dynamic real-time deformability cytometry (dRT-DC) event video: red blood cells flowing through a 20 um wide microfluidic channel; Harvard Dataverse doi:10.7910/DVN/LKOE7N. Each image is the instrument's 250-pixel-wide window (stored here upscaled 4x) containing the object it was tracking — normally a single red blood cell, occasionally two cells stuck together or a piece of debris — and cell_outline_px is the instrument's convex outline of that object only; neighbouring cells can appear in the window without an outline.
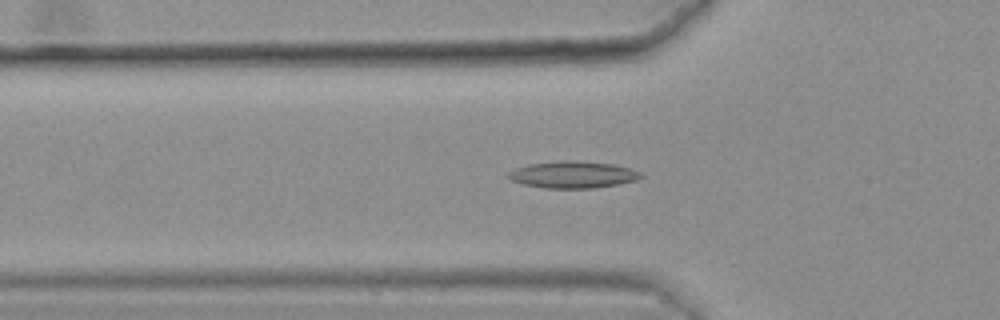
{"species": "common noctule bat (a hibernating species)", "species_latin": "Nyctalus noctula", "temperature_condition": "warm", "stored_images_in_passage": 35, "camera_frame_rate_fps": 3000, "um_per_image_px": 0.085, "animal": {"sex": "female", "body_mass_g": 25.1}, "frame": {"image": 1, "passage_image": 6, "time_ms": 1.667, "image_size_px": [1000, 320], "cell_outline_px": [[644, 176], [636, 180], [596, 188], [544, 188], [524, 184], [512, 180], [508, 176], [508, 172], [516, 168], [528, 164], [560, 160], [568, 160], [612, 164], [632, 168], [640, 172]], "centroid_in_image_um": [48.71, 14.84], "position_along_channel_um": 77.1, "area_um2": 20.63}}
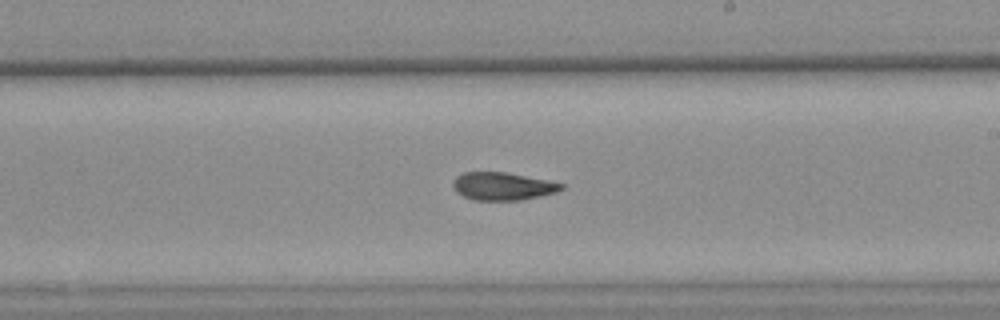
{"frame": {"image": 2, "passage_image": 20, "time_ms": 6.333, "image_size_px": [1000, 320], "cell_outline_px": [[564, 188], [556, 192], [540, 196], [520, 200], [472, 200], [456, 192], [452, 184], [452, 180], [456, 176], [464, 172], [508, 172], [548, 180], [564, 184]], "centroid_in_image_um": [42.71, 15.82], "position_along_channel_um": 246.3, "area_um2": 17.69}}
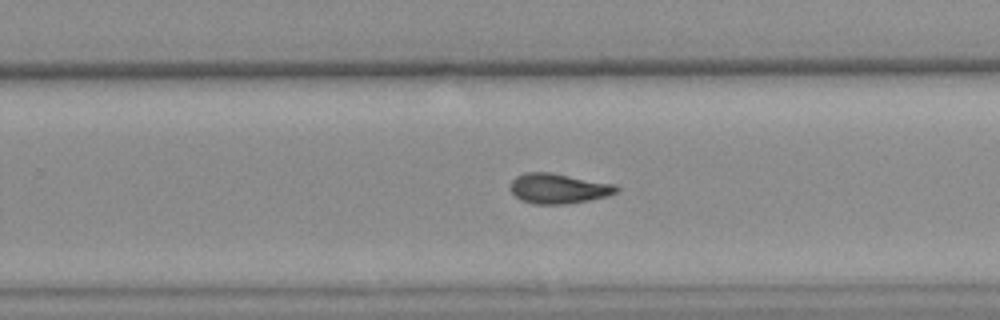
{"frame": {"image": 3, "passage_image": 23, "time_ms": 7.333, "image_size_px": [1000, 320], "cell_outline_px": [[620, 188], [616, 192], [608, 196], [588, 200], [564, 204], [536, 204], [520, 200], [512, 192], [512, 180], [516, 176], [524, 172], [552, 172], [616, 184]], "centroid_in_image_um": [47.5, 16.01], "position_along_channel_um": 282.3, "area_um2": 18.61}, "authors_computed_cell_mechanics": {"area_um2": 18.3226, "velocity_mm_per_s": 3.6183, "shape_relaxation_time_tau1_ms": null, "shape_relaxation_time_tau2_ms": 4.3304, "deformation_change_tau1": null, "deformation_change_tau2": 0.1185}}